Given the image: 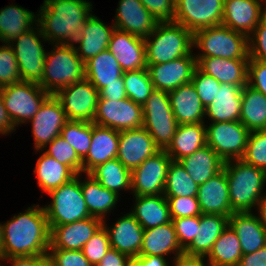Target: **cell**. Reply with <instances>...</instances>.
<instances>
[{
	"mask_svg": "<svg viewBox=\"0 0 266 266\" xmlns=\"http://www.w3.org/2000/svg\"><path fill=\"white\" fill-rule=\"evenodd\" d=\"M88 178L83 182L80 180V186L91 217H96L102 221L104 216L114 209L118 202L119 195L107 188H104L100 183L89 173Z\"/></svg>",
	"mask_w": 266,
	"mask_h": 266,
	"instance_id": "obj_38",
	"label": "cell"
},
{
	"mask_svg": "<svg viewBox=\"0 0 266 266\" xmlns=\"http://www.w3.org/2000/svg\"><path fill=\"white\" fill-rule=\"evenodd\" d=\"M55 97L61 102L68 120L93 122L99 91L88 79L60 89Z\"/></svg>",
	"mask_w": 266,
	"mask_h": 266,
	"instance_id": "obj_13",
	"label": "cell"
},
{
	"mask_svg": "<svg viewBox=\"0 0 266 266\" xmlns=\"http://www.w3.org/2000/svg\"><path fill=\"white\" fill-rule=\"evenodd\" d=\"M120 131L92 122L91 146L82 160V172L90 173L98 165L115 159L118 153Z\"/></svg>",
	"mask_w": 266,
	"mask_h": 266,
	"instance_id": "obj_26",
	"label": "cell"
},
{
	"mask_svg": "<svg viewBox=\"0 0 266 266\" xmlns=\"http://www.w3.org/2000/svg\"><path fill=\"white\" fill-rule=\"evenodd\" d=\"M197 67L214 77L219 83L244 87L248 84L249 59H226L220 57H195Z\"/></svg>",
	"mask_w": 266,
	"mask_h": 266,
	"instance_id": "obj_25",
	"label": "cell"
},
{
	"mask_svg": "<svg viewBox=\"0 0 266 266\" xmlns=\"http://www.w3.org/2000/svg\"><path fill=\"white\" fill-rule=\"evenodd\" d=\"M249 130L238 120L206 125V143L224 161L242 159Z\"/></svg>",
	"mask_w": 266,
	"mask_h": 266,
	"instance_id": "obj_11",
	"label": "cell"
},
{
	"mask_svg": "<svg viewBox=\"0 0 266 266\" xmlns=\"http://www.w3.org/2000/svg\"><path fill=\"white\" fill-rule=\"evenodd\" d=\"M238 266H266V245L255 252L242 255Z\"/></svg>",
	"mask_w": 266,
	"mask_h": 266,
	"instance_id": "obj_60",
	"label": "cell"
},
{
	"mask_svg": "<svg viewBox=\"0 0 266 266\" xmlns=\"http://www.w3.org/2000/svg\"><path fill=\"white\" fill-rule=\"evenodd\" d=\"M172 159L165 150L158 151L131 171L134 196L164 194L167 172Z\"/></svg>",
	"mask_w": 266,
	"mask_h": 266,
	"instance_id": "obj_14",
	"label": "cell"
},
{
	"mask_svg": "<svg viewBox=\"0 0 266 266\" xmlns=\"http://www.w3.org/2000/svg\"><path fill=\"white\" fill-rule=\"evenodd\" d=\"M103 226L108 232L111 248L130 258L139 256L144 228L130 212L118 219L111 228L107 227L105 220Z\"/></svg>",
	"mask_w": 266,
	"mask_h": 266,
	"instance_id": "obj_24",
	"label": "cell"
},
{
	"mask_svg": "<svg viewBox=\"0 0 266 266\" xmlns=\"http://www.w3.org/2000/svg\"><path fill=\"white\" fill-rule=\"evenodd\" d=\"M158 151L160 149L145 128L120 131L116 158L130 171Z\"/></svg>",
	"mask_w": 266,
	"mask_h": 266,
	"instance_id": "obj_17",
	"label": "cell"
},
{
	"mask_svg": "<svg viewBox=\"0 0 266 266\" xmlns=\"http://www.w3.org/2000/svg\"><path fill=\"white\" fill-rule=\"evenodd\" d=\"M46 154L53 157L61 164L69 166L76 174L82 173V160L78 157L73 147L60 135L48 143Z\"/></svg>",
	"mask_w": 266,
	"mask_h": 266,
	"instance_id": "obj_46",
	"label": "cell"
},
{
	"mask_svg": "<svg viewBox=\"0 0 266 266\" xmlns=\"http://www.w3.org/2000/svg\"><path fill=\"white\" fill-rule=\"evenodd\" d=\"M93 123L117 131L137 129L143 125V106L130 98L118 101L98 99Z\"/></svg>",
	"mask_w": 266,
	"mask_h": 266,
	"instance_id": "obj_15",
	"label": "cell"
},
{
	"mask_svg": "<svg viewBox=\"0 0 266 266\" xmlns=\"http://www.w3.org/2000/svg\"><path fill=\"white\" fill-rule=\"evenodd\" d=\"M80 174L48 194L51 204L44 206L49 228L66 225L90 216L80 186Z\"/></svg>",
	"mask_w": 266,
	"mask_h": 266,
	"instance_id": "obj_7",
	"label": "cell"
},
{
	"mask_svg": "<svg viewBox=\"0 0 266 266\" xmlns=\"http://www.w3.org/2000/svg\"><path fill=\"white\" fill-rule=\"evenodd\" d=\"M47 255L52 266H93L84 256L82 250L49 248Z\"/></svg>",
	"mask_w": 266,
	"mask_h": 266,
	"instance_id": "obj_51",
	"label": "cell"
},
{
	"mask_svg": "<svg viewBox=\"0 0 266 266\" xmlns=\"http://www.w3.org/2000/svg\"><path fill=\"white\" fill-rule=\"evenodd\" d=\"M85 79V63L73 44H55L46 52L42 81L38 84L50 95Z\"/></svg>",
	"mask_w": 266,
	"mask_h": 266,
	"instance_id": "obj_5",
	"label": "cell"
},
{
	"mask_svg": "<svg viewBox=\"0 0 266 266\" xmlns=\"http://www.w3.org/2000/svg\"><path fill=\"white\" fill-rule=\"evenodd\" d=\"M239 121L250 132L266 130V96L248 84L242 88Z\"/></svg>",
	"mask_w": 266,
	"mask_h": 266,
	"instance_id": "obj_39",
	"label": "cell"
},
{
	"mask_svg": "<svg viewBox=\"0 0 266 266\" xmlns=\"http://www.w3.org/2000/svg\"><path fill=\"white\" fill-rule=\"evenodd\" d=\"M173 22L183 25L193 34L203 28L222 23L224 0H175Z\"/></svg>",
	"mask_w": 266,
	"mask_h": 266,
	"instance_id": "obj_12",
	"label": "cell"
},
{
	"mask_svg": "<svg viewBox=\"0 0 266 266\" xmlns=\"http://www.w3.org/2000/svg\"><path fill=\"white\" fill-rule=\"evenodd\" d=\"M60 136L75 150L83 160L91 146L92 122L68 120L63 126Z\"/></svg>",
	"mask_w": 266,
	"mask_h": 266,
	"instance_id": "obj_44",
	"label": "cell"
},
{
	"mask_svg": "<svg viewBox=\"0 0 266 266\" xmlns=\"http://www.w3.org/2000/svg\"><path fill=\"white\" fill-rule=\"evenodd\" d=\"M104 188L119 195L121 189H131V171L117 158L98 165L90 173Z\"/></svg>",
	"mask_w": 266,
	"mask_h": 266,
	"instance_id": "obj_42",
	"label": "cell"
},
{
	"mask_svg": "<svg viewBox=\"0 0 266 266\" xmlns=\"http://www.w3.org/2000/svg\"><path fill=\"white\" fill-rule=\"evenodd\" d=\"M206 257L202 256H196V255H189L186 253L179 254L174 257L175 260H173L174 266H206L204 263ZM209 266V265H207Z\"/></svg>",
	"mask_w": 266,
	"mask_h": 266,
	"instance_id": "obj_62",
	"label": "cell"
},
{
	"mask_svg": "<svg viewBox=\"0 0 266 266\" xmlns=\"http://www.w3.org/2000/svg\"><path fill=\"white\" fill-rule=\"evenodd\" d=\"M229 225L239 238L243 255L266 245V228L259 215L255 216L252 212L233 213L229 217Z\"/></svg>",
	"mask_w": 266,
	"mask_h": 266,
	"instance_id": "obj_29",
	"label": "cell"
},
{
	"mask_svg": "<svg viewBox=\"0 0 266 266\" xmlns=\"http://www.w3.org/2000/svg\"><path fill=\"white\" fill-rule=\"evenodd\" d=\"M207 145L204 123L178 125L175 135L165 150L172 161H179Z\"/></svg>",
	"mask_w": 266,
	"mask_h": 266,
	"instance_id": "obj_36",
	"label": "cell"
},
{
	"mask_svg": "<svg viewBox=\"0 0 266 266\" xmlns=\"http://www.w3.org/2000/svg\"><path fill=\"white\" fill-rule=\"evenodd\" d=\"M116 13L113 24L116 29L142 38L150 35L159 23L140 0H120Z\"/></svg>",
	"mask_w": 266,
	"mask_h": 266,
	"instance_id": "obj_22",
	"label": "cell"
},
{
	"mask_svg": "<svg viewBox=\"0 0 266 266\" xmlns=\"http://www.w3.org/2000/svg\"><path fill=\"white\" fill-rule=\"evenodd\" d=\"M115 26L108 27L98 17L91 15L81 30L79 39L75 42L77 55L85 63L90 58L95 57L101 51L108 49L111 35Z\"/></svg>",
	"mask_w": 266,
	"mask_h": 266,
	"instance_id": "obj_28",
	"label": "cell"
},
{
	"mask_svg": "<svg viewBox=\"0 0 266 266\" xmlns=\"http://www.w3.org/2000/svg\"><path fill=\"white\" fill-rule=\"evenodd\" d=\"M129 266H168V264L166 259L162 256L139 255L135 258H131Z\"/></svg>",
	"mask_w": 266,
	"mask_h": 266,
	"instance_id": "obj_61",
	"label": "cell"
},
{
	"mask_svg": "<svg viewBox=\"0 0 266 266\" xmlns=\"http://www.w3.org/2000/svg\"><path fill=\"white\" fill-rule=\"evenodd\" d=\"M242 160L266 171V130L249 132Z\"/></svg>",
	"mask_w": 266,
	"mask_h": 266,
	"instance_id": "obj_47",
	"label": "cell"
},
{
	"mask_svg": "<svg viewBox=\"0 0 266 266\" xmlns=\"http://www.w3.org/2000/svg\"><path fill=\"white\" fill-rule=\"evenodd\" d=\"M224 162L229 198L234 213L252 212L263 197L266 171L246 163L242 159Z\"/></svg>",
	"mask_w": 266,
	"mask_h": 266,
	"instance_id": "obj_3",
	"label": "cell"
},
{
	"mask_svg": "<svg viewBox=\"0 0 266 266\" xmlns=\"http://www.w3.org/2000/svg\"><path fill=\"white\" fill-rule=\"evenodd\" d=\"M21 82L17 60L10 44L0 46V88Z\"/></svg>",
	"mask_w": 266,
	"mask_h": 266,
	"instance_id": "obj_48",
	"label": "cell"
},
{
	"mask_svg": "<svg viewBox=\"0 0 266 266\" xmlns=\"http://www.w3.org/2000/svg\"><path fill=\"white\" fill-rule=\"evenodd\" d=\"M68 121L61 102L50 95L41 105L37 113L28 122L32 123V133L37 151L47 147L54 138L60 135L63 126Z\"/></svg>",
	"mask_w": 266,
	"mask_h": 266,
	"instance_id": "obj_16",
	"label": "cell"
},
{
	"mask_svg": "<svg viewBox=\"0 0 266 266\" xmlns=\"http://www.w3.org/2000/svg\"><path fill=\"white\" fill-rule=\"evenodd\" d=\"M171 252H175L174 256L184 252L179 244L172 221L143 231L139 255L165 257Z\"/></svg>",
	"mask_w": 266,
	"mask_h": 266,
	"instance_id": "obj_32",
	"label": "cell"
},
{
	"mask_svg": "<svg viewBox=\"0 0 266 266\" xmlns=\"http://www.w3.org/2000/svg\"><path fill=\"white\" fill-rule=\"evenodd\" d=\"M241 103L242 87L221 83L214 100L205 107V116L211 123L238 121Z\"/></svg>",
	"mask_w": 266,
	"mask_h": 266,
	"instance_id": "obj_30",
	"label": "cell"
},
{
	"mask_svg": "<svg viewBox=\"0 0 266 266\" xmlns=\"http://www.w3.org/2000/svg\"><path fill=\"white\" fill-rule=\"evenodd\" d=\"M143 128L160 150L170 145L178 123L171 108L168 92L155 89L143 105Z\"/></svg>",
	"mask_w": 266,
	"mask_h": 266,
	"instance_id": "obj_8",
	"label": "cell"
},
{
	"mask_svg": "<svg viewBox=\"0 0 266 266\" xmlns=\"http://www.w3.org/2000/svg\"><path fill=\"white\" fill-rule=\"evenodd\" d=\"M108 50L115 56L123 72L147 68L144 38L114 29Z\"/></svg>",
	"mask_w": 266,
	"mask_h": 266,
	"instance_id": "obj_19",
	"label": "cell"
},
{
	"mask_svg": "<svg viewBox=\"0 0 266 266\" xmlns=\"http://www.w3.org/2000/svg\"><path fill=\"white\" fill-rule=\"evenodd\" d=\"M158 22H173L175 0H140Z\"/></svg>",
	"mask_w": 266,
	"mask_h": 266,
	"instance_id": "obj_55",
	"label": "cell"
},
{
	"mask_svg": "<svg viewBox=\"0 0 266 266\" xmlns=\"http://www.w3.org/2000/svg\"><path fill=\"white\" fill-rule=\"evenodd\" d=\"M144 41L147 65H156L191 54L194 34L175 22H159Z\"/></svg>",
	"mask_w": 266,
	"mask_h": 266,
	"instance_id": "obj_4",
	"label": "cell"
},
{
	"mask_svg": "<svg viewBox=\"0 0 266 266\" xmlns=\"http://www.w3.org/2000/svg\"><path fill=\"white\" fill-rule=\"evenodd\" d=\"M196 68L197 60L192 53L163 64L147 65L154 88L165 92L190 83Z\"/></svg>",
	"mask_w": 266,
	"mask_h": 266,
	"instance_id": "obj_18",
	"label": "cell"
},
{
	"mask_svg": "<svg viewBox=\"0 0 266 266\" xmlns=\"http://www.w3.org/2000/svg\"><path fill=\"white\" fill-rule=\"evenodd\" d=\"M38 17L21 6L10 5L0 10V41L10 43L19 35L31 30Z\"/></svg>",
	"mask_w": 266,
	"mask_h": 266,
	"instance_id": "obj_37",
	"label": "cell"
},
{
	"mask_svg": "<svg viewBox=\"0 0 266 266\" xmlns=\"http://www.w3.org/2000/svg\"><path fill=\"white\" fill-rule=\"evenodd\" d=\"M103 225V221L96 217H88L66 225H56L50 229L49 248L64 250H82L84 244Z\"/></svg>",
	"mask_w": 266,
	"mask_h": 266,
	"instance_id": "obj_21",
	"label": "cell"
},
{
	"mask_svg": "<svg viewBox=\"0 0 266 266\" xmlns=\"http://www.w3.org/2000/svg\"><path fill=\"white\" fill-rule=\"evenodd\" d=\"M123 81L127 93L136 104L143 106L155 90L148 69L123 72Z\"/></svg>",
	"mask_w": 266,
	"mask_h": 266,
	"instance_id": "obj_45",
	"label": "cell"
},
{
	"mask_svg": "<svg viewBox=\"0 0 266 266\" xmlns=\"http://www.w3.org/2000/svg\"><path fill=\"white\" fill-rule=\"evenodd\" d=\"M178 125L204 123L205 107L192 82L168 92Z\"/></svg>",
	"mask_w": 266,
	"mask_h": 266,
	"instance_id": "obj_27",
	"label": "cell"
},
{
	"mask_svg": "<svg viewBox=\"0 0 266 266\" xmlns=\"http://www.w3.org/2000/svg\"><path fill=\"white\" fill-rule=\"evenodd\" d=\"M261 0H224L222 25L250 36L261 18L266 14Z\"/></svg>",
	"mask_w": 266,
	"mask_h": 266,
	"instance_id": "obj_20",
	"label": "cell"
},
{
	"mask_svg": "<svg viewBox=\"0 0 266 266\" xmlns=\"http://www.w3.org/2000/svg\"><path fill=\"white\" fill-rule=\"evenodd\" d=\"M257 208L259 209L258 213H259L261 223L266 228V195L265 194H263V197L261 198Z\"/></svg>",
	"mask_w": 266,
	"mask_h": 266,
	"instance_id": "obj_64",
	"label": "cell"
},
{
	"mask_svg": "<svg viewBox=\"0 0 266 266\" xmlns=\"http://www.w3.org/2000/svg\"><path fill=\"white\" fill-rule=\"evenodd\" d=\"M191 82L204 107L212 103L221 85L214 77L205 74L198 67L194 71Z\"/></svg>",
	"mask_w": 266,
	"mask_h": 266,
	"instance_id": "obj_50",
	"label": "cell"
},
{
	"mask_svg": "<svg viewBox=\"0 0 266 266\" xmlns=\"http://www.w3.org/2000/svg\"><path fill=\"white\" fill-rule=\"evenodd\" d=\"M25 211L1 224L0 259L48 254L50 228L44 208L34 204Z\"/></svg>",
	"mask_w": 266,
	"mask_h": 266,
	"instance_id": "obj_1",
	"label": "cell"
},
{
	"mask_svg": "<svg viewBox=\"0 0 266 266\" xmlns=\"http://www.w3.org/2000/svg\"><path fill=\"white\" fill-rule=\"evenodd\" d=\"M229 225V217L222 215H200V225L196 236L184 253L206 257L212 250L214 242Z\"/></svg>",
	"mask_w": 266,
	"mask_h": 266,
	"instance_id": "obj_34",
	"label": "cell"
},
{
	"mask_svg": "<svg viewBox=\"0 0 266 266\" xmlns=\"http://www.w3.org/2000/svg\"><path fill=\"white\" fill-rule=\"evenodd\" d=\"M124 98H127L124 83L108 84V86L99 91V99H114V101H118Z\"/></svg>",
	"mask_w": 266,
	"mask_h": 266,
	"instance_id": "obj_58",
	"label": "cell"
},
{
	"mask_svg": "<svg viewBox=\"0 0 266 266\" xmlns=\"http://www.w3.org/2000/svg\"><path fill=\"white\" fill-rule=\"evenodd\" d=\"M190 178L198 185L204 184L223 169L224 161L208 145L179 160Z\"/></svg>",
	"mask_w": 266,
	"mask_h": 266,
	"instance_id": "obj_33",
	"label": "cell"
},
{
	"mask_svg": "<svg viewBox=\"0 0 266 266\" xmlns=\"http://www.w3.org/2000/svg\"><path fill=\"white\" fill-rule=\"evenodd\" d=\"M0 260H10L12 266H47L49 263L48 255L11 257Z\"/></svg>",
	"mask_w": 266,
	"mask_h": 266,
	"instance_id": "obj_59",
	"label": "cell"
},
{
	"mask_svg": "<svg viewBox=\"0 0 266 266\" xmlns=\"http://www.w3.org/2000/svg\"><path fill=\"white\" fill-rule=\"evenodd\" d=\"M36 27L37 30L34 27L19 35L8 44H10L14 51L21 81L39 84L43 78L46 58V51L40 38H43L45 41L46 39L38 24Z\"/></svg>",
	"mask_w": 266,
	"mask_h": 266,
	"instance_id": "obj_10",
	"label": "cell"
},
{
	"mask_svg": "<svg viewBox=\"0 0 266 266\" xmlns=\"http://www.w3.org/2000/svg\"><path fill=\"white\" fill-rule=\"evenodd\" d=\"M196 197L202 214L230 217L234 213L230 204L228 181L224 169L199 185Z\"/></svg>",
	"mask_w": 266,
	"mask_h": 266,
	"instance_id": "obj_23",
	"label": "cell"
},
{
	"mask_svg": "<svg viewBox=\"0 0 266 266\" xmlns=\"http://www.w3.org/2000/svg\"><path fill=\"white\" fill-rule=\"evenodd\" d=\"M1 243H2V227L0 223V249H1ZM0 266H3V265L0 264Z\"/></svg>",
	"mask_w": 266,
	"mask_h": 266,
	"instance_id": "obj_65",
	"label": "cell"
},
{
	"mask_svg": "<svg viewBox=\"0 0 266 266\" xmlns=\"http://www.w3.org/2000/svg\"><path fill=\"white\" fill-rule=\"evenodd\" d=\"M90 12L92 3L86 0H44L37 24L46 41L74 45Z\"/></svg>",
	"mask_w": 266,
	"mask_h": 266,
	"instance_id": "obj_2",
	"label": "cell"
},
{
	"mask_svg": "<svg viewBox=\"0 0 266 266\" xmlns=\"http://www.w3.org/2000/svg\"><path fill=\"white\" fill-rule=\"evenodd\" d=\"M248 85L266 96V62L249 58Z\"/></svg>",
	"mask_w": 266,
	"mask_h": 266,
	"instance_id": "obj_56",
	"label": "cell"
},
{
	"mask_svg": "<svg viewBox=\"0 0 266 266\" xmlns=\"http://www.w3.org/2000/svg\"><path fill=\"white\" fill-rule=\"evenodd\" d=\"M110 247L108 232L102 225L90 240L84 244L82 252L87 260L93 266H96Z\"/></svg>",
	"mask_w": 266,
	"mask_h": 266,
	"instance_id": "obj_49",
	"label": "cell"
},
{
	"mask_svg": "<svg viewBox=\"0 0 266 266\" xmlns=\"http://www.w3.org/2000/svg\"><path fill=\"white\" fill-rule=\"evenodd\" d=\"M171 219L200 216L202 214L197 197H165Z\"/></svg>",
	"mask_w": 266,
	"mask_h": 266,
	"instance_id": "obj_52",
	"label": "cell"
},
{
	"mask_svg": "<svg viewBox=\"0 0 266 266\" xmlns=\"http://www.w3.org/2000/svg\"><path fill=\"white\" fill-rule=\"evenodd\" d=\"M13 130H16V128L7 114L2 96L0 94V134L6 135L11 133Z\"/></svg>",
	"mask_w": 266,
	"mask_h": 266,
	"instance_id": "obj_63",
	"label": "cell"
},
{
	"mask_svg": "<svg viewBox=\"0 0 266 266\" xmlns=\"http://www.w3.org/2000/svg\"><path fill=\"white\" fill-rule=\"evenodd\" d=\"M236 232L230 225L214 242L212 250L207 255L209 266H238L243 255Z\"/></svg>",
	"mask_w": 266,
	"mask_h": 266,
	"instance_id": "obj_41",
	"label": "cell"
},
{
	"mask_svg": "<svg viewBox=\"0 0 266 266\" xmlns=\"http://www.w3.org/2000/svg\"><path fill=\"white\" fill-rule=\"evenodd\" d=\"M135 205L130 212L144 230L171 222L168 201L164 194L135 196Z\"/></svg>",
	"mask_w": 266,
	"mask_h": 266,
	"instance_id": "obj_35",
	"label": "cell"
},
{
	"mask_svg": "<svg viewBox=\"0 0 266 266\" xmlns=\"http://www.w3.org/2000/svg\"><path fill=\"white\" fill-rule=\"evenodd\" d=\"M34 172L39 187L47 193L66 184L77 175L69 166L59 163L45 152L37 160Z\"/></svg>",
	"mask_w": 266,
	"mask_h": 266,
	"instance_id": "obj_40",
	"label": "cell"
},
{
	"mask_svg": "<svg viewBox=\"0 0 266 266\" xmlns=\"http://www.w3.org/2000/svg\"><path fill=\"white\" fill-rule=\"evenodd\" d=\"M199 185L196 184L179 161L169 165L164 188L165 197H196Z\"/></svg>",
	"mask_w": 266,
	"mask_h": 266,
	"instance_id": "obj_43",
	"label": "cell"
},
{
	"mask_svg": "<svg viewBox=\"0 0 266 266\" xmlns=\"http://www.w3.org/2000/svg\"><path fill=\"white\" fill-rule=\"evenodd\" d=\"M7 114L14 127L27 123L50 96L37 83L21 81L0 88Z\"/></svg>",
	"mask_w": 266,
	"mask_h": 266,
	"instance_id": "obj_9",
	"label": "cell"
},
{
	"mask_svg": "<svg viewBox=\"0 0 266 266\" xmlns=\"http://www.w3.org/2000/svg\"><path fill=\"white\" fill-rule=\"evenodd\" d=\"M248 44L249 58L266 62V14L248 36Z\"/></svg>",
	"mask_w": 266,
	"mask_h": 266,
	"instance_id": "obj_53",
	"label": "cell"
},
{
	"mask_svg": "<svg viewBox=\"0 0 266 266\" xmlns=\"http://www.w3.org/2000/svg\"><path fill=\"white\" fill-rule=\"evenodd\" d=\"M123 71L115 56L108 50L101 51L85 62V78L100 91L112 83H124Z\"/></svg>",
	"mask_w": 266,
	"mask_h": 266,
	"instance_id": "obj_31",
	"label": "cell"
},
{
	"mask_svg": "<svg viewBox=\"0 0 266 266\" xmlns=\"http://www.w3.org/2000/svg\"><path fill=\"white\" fill-rule=\"evenodd\" d=\"M202 53L195 57L249 59L248 36L222 24L194 33V45Z\"/></svg>",
	"mask_w": 266,
	"mask_h": 266,
	"instance_id": "obj_6",
	"label": "cell"
},
{
	"mask_svg": "<svg viewBox=\"0 0 266 266\" xmlns=\"http://www.w3.org/2000/svg\"><path fill=\"white\" fill-rule=\"evenodd\" d=\"M172 223L183 250H185L196 236L197 227L200 225V216L172 219Z\"/></svg>",
	"mask_w": 266,
	"mask_h": 266,
	"instance_id": "obj_54",
	"label": "cell"
},
{
	"mask_svg": "<svg viewBox=\"0 0 266 266\" xmlns=\"http://www.w3.org/2000/svg\"><path fill=\"white\" fill-rule=\"evenodd\" d=\"M131 258L114 248H109L96 266H129Z\"/></svg>",
	"mask_w": 266,
	"mask_h": 266,
	"instance_id": "obj_57",
	"label": "cell"
}]
</instances>
